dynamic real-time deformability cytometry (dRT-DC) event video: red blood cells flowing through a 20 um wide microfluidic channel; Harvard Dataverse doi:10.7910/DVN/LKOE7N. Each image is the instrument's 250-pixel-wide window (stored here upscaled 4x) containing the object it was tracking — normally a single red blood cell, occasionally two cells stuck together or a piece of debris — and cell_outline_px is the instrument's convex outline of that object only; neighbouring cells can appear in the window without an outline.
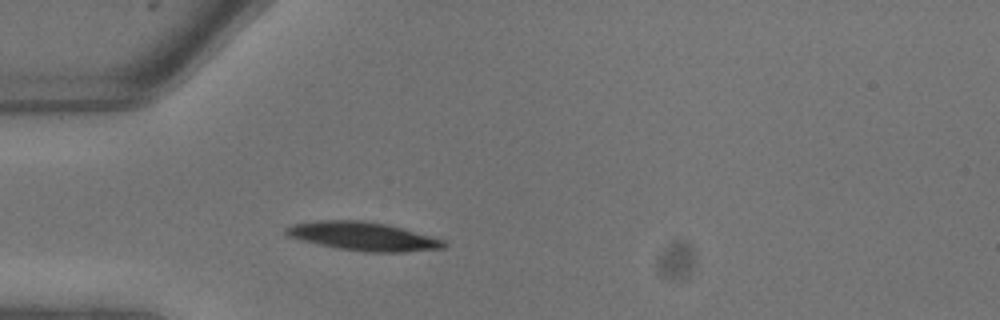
{"species": "common noctule bat (a hibernating species)", "species_latin": "Nyctalus noctula", "temperature_condition": "warm", "stored_images_in_passage": 7, "camera_frame_rate_fps": 3000, "um_per_image_px": 0.085, "animal": {"sex": "male", "body_mass_g": 13.3}, "frame": {"image": 1, "passage_image": 4, "time_ms": 1.0, "image_size_px": [1000, 320], "cell_outline_px": [[448, 244], [444, 248], [404, 252], [364, 252], [340, 248], [320, 244], [288, 236], [284, 232], [284, 228], [292, 224], [316, 220], [364, 220], [388, 224], [444, 240]], "centroid_in_image_um": [30.87, 20.07], "position_along_channel_um": 54.1, "area_um2": 26.13}}
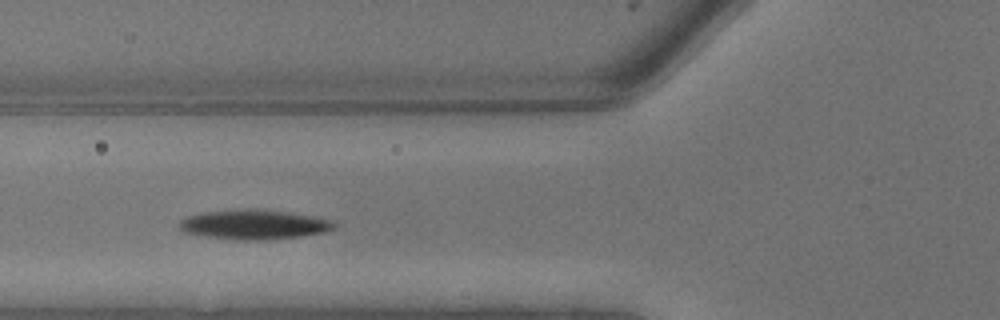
{"frame": {"image": 2, "passage_image": 6, "time_ms": 1.667, "image_size_px": [1000, 320], "cell_outline_px": [[336, 228], [324, 232], [300, 236], [268, 240], [236, 240], [204, 236], [184, 232], [176, 224], [180, 220], [188, 216], [200, 212], [244, 208], [256, 208], [288, 212], [312, 216], [332, 220], [336, 224]], "centroid_in_image_um": [21.55, 19.08], "position_along_channel_um": 104.2, "area_um2": 27.11}}